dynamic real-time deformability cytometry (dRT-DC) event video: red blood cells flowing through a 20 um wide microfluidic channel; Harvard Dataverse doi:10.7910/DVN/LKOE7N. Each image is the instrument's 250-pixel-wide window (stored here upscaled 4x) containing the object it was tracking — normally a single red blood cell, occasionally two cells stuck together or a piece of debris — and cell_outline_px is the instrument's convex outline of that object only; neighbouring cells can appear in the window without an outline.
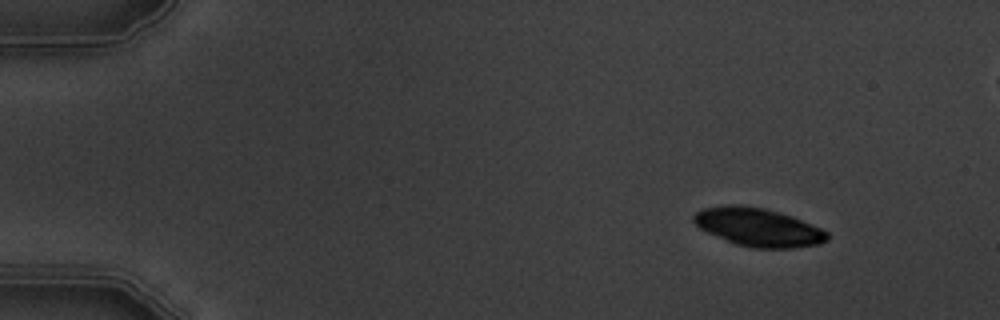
{"species": "common noctule bat (a hibernating species)", "species_latin": "Nyctalus noctula", "temperature_condition": "warm", "stored_images_in_passage": 5, "camera_frame_rate_fps": 3000, "um_per_image_px": 0.085, "animal": {"sex": "male", "body_mass_g": 19.5, "forearm_length_mm": 54.6}, "frame": {"image": 1, "passage_image": 1, "time_ms": 0.0, "image_size_px": [1000, 320], "cell_outline_px": [[828, 240], [820, 244], [792, 248], [752, 248], [736, 244], [708, 232], [700, 228], [692, 220], [692, 216], [696, 212], [704, 208], [728, 204], [736, 204], [764, 208], [792, 216], [820, 228], [828, 232]], "centroid_in_image_um": [64.45, 19.31], "position_along_channel_um": 20.5, "area_um2": 29.65}}